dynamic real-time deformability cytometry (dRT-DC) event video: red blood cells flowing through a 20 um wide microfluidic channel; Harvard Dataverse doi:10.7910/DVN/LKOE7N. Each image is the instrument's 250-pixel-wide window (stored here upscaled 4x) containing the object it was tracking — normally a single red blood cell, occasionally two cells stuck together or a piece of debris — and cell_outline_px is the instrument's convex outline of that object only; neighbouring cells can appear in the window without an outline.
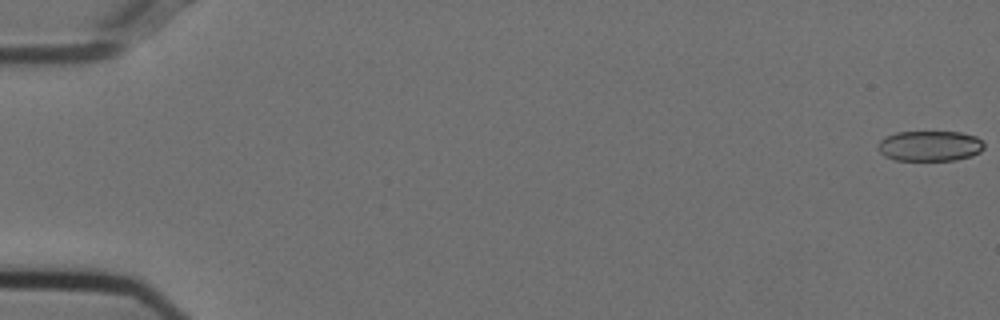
{"species": "Egyptian fruit bat (a non-hibernating species)", "species_latin": "Rousettus aegyptiacus", "temperature_condition": "cold", "stored_images_in_passage": 55, "camera_frame_rate_fps": 3000, "um_per_image_px": 0.085, "animal": {"sex": "female"}, "frame": {"image": 1, "passage_image": 1, "time_ms": 0.0, "image_size_px": [1000, 320], "cell_outline_px": [[984, 148], [980, 152], [972, 156], [956, 160], [896, 160], [884, 156], [876, 148], [880, 140], [884, 136], [896, 132], [960, 132], [976, 136], [984, 144]], "centroid_in_image_um": [79.01, 12.4], "position_along_channel_um": 6.0, "area_um2": 18.96}}
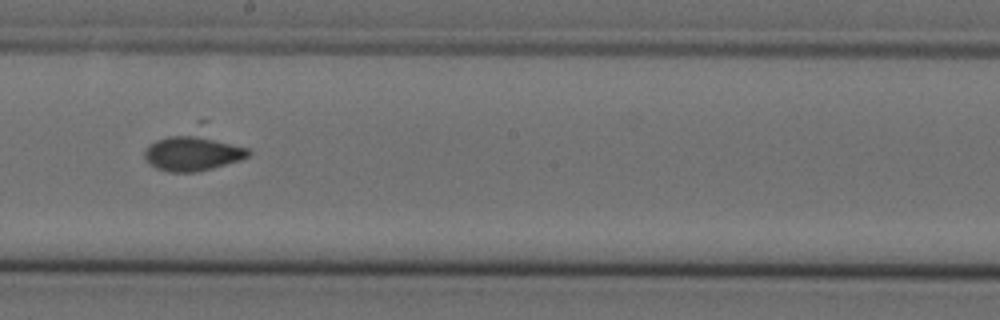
{"frame": {"image": 2, "passage_image": 32, "time_ms": 10.333, "image_size_px": [1000, 320], "cell_outline_px": [[252, 152], [248, 156], [240, 160], [212, 168], [196, 172], [168, 172], [156, 168], [148, 164], [144, 156], [144, 148], [148, 144], [196, 120], [208, 120], [248, 148]], "centroid_in_image_um": [16.55, 12.66], "position_along_channel_um": 231.6, "area_um2": 26.7}}
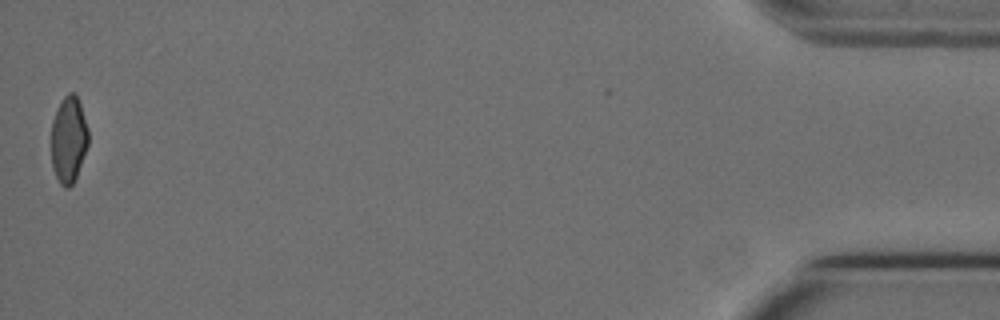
{"frame": {"image": 3, "passage_image": 55, "time_ms": 18.0, "image_size_px": [1000, 320], "cell_outline_px": [[88, 144], [76, 176], [72, 184], [68, 188], [64, 188], [60, 184], [52, 168], [52, 120], [60, 100], [68, 92], [76, 92], [88, 128]], "centroid_in_image_um": [5.83, 11.82], "position_along_channel_um": 429.4, "area_um2": 18.67}}